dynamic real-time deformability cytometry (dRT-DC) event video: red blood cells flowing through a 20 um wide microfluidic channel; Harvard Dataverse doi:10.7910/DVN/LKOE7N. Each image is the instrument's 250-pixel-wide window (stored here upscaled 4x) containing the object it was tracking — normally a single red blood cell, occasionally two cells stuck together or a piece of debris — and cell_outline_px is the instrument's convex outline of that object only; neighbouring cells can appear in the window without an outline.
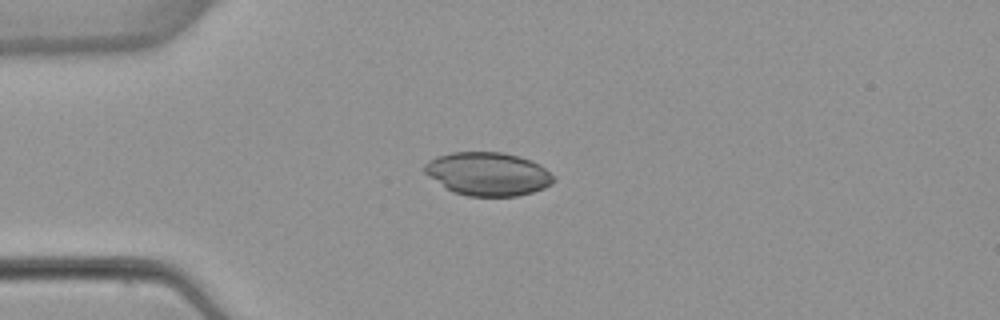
{"species": "common noctule bat (a hibernating species)", "species_latin": "Nyctalus noctula", "temperature_condition": "warm", "stored_images_in_passage": 40, "camera_frame_rate_fps": 3000, "um_per_image_px": 0.085, "animal": {"sex": "female", "body_mass_g": 22.7, "forearm_length_mm": 54.2}, "frame": {"image": 1, "passage_image": 1, "time_ms": 0.0, "image_size_px": [1000, 320], "cell_outline_px": [[556, 180], [552, 184], [544, 188], [532, 192], [516, 196], [468, 196], [452, 192], [424, 172], [424, 164], [428, 160], [436, 156], [452, 152], [500, 152], [520, 156], [532, 160], [540, 164], [556, 176]], "centroid_in_image_um": [41.51, 14.77], "position_along_channel_um": 43.5, "area_um2": 32.83}}
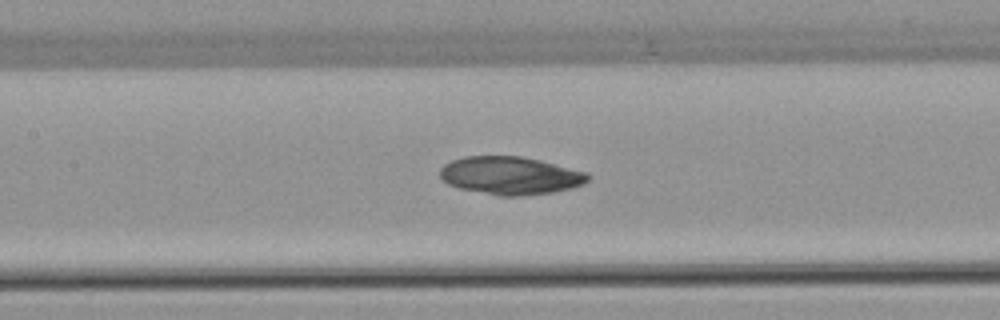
{"frame": {"image": 2, "passage_image": 12, "time_ms": 3.667, "image_size_px": [1000, 320], "cell_outline_px": [[592, 176], [584, 184], [572, 188], [552, 192], [520, 196], [500, 196], [460, 188], [448, 184], [440, 176], [440, 168], [444, 164], [452, 160], [464, 156], [520, 156], [540, 160], [588, 172]], "centroid_in_image_um": [43.41, 14.92], "position_along_channel_um": 164.0, "area_um2": 32.77}}
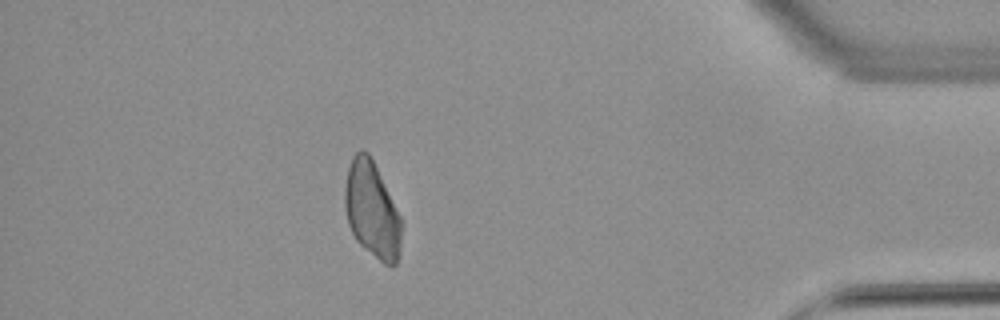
{"frame": {"image": 3, "passage_image": 34, "time_ms": 11.0, "image_size_px": [1000, 320], "cell_outline_px": [[400, 248], [396, 264], [392, 268], [384, 264], [364, 248], [356, 240], [348, 224], [344, 208], [344, 188], [348, 168], [352, 156], [360, 148], [368, 152], [400, 216]], "centroid_in_image_um": [31.58, 17.86], "position_along_channel_um": 403.6, "area_um2": 31.39}}